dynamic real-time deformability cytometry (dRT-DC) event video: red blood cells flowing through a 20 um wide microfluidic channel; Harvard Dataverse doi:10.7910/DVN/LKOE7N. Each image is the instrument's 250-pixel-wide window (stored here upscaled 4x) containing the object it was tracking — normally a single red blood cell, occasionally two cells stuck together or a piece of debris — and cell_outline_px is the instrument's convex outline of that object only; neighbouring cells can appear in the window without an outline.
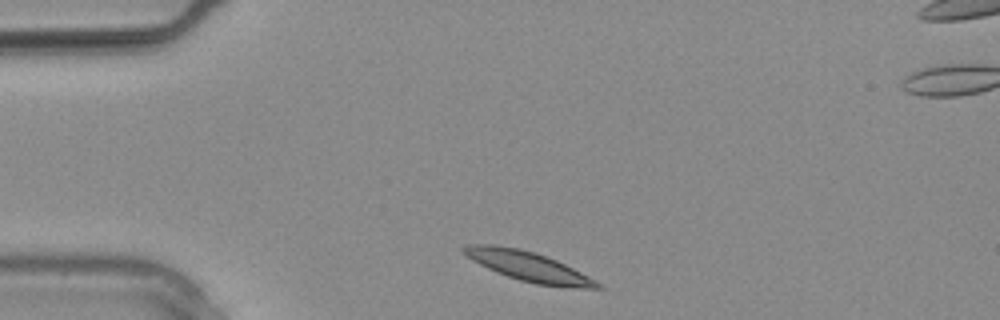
{"species": "common noctule bat (a hibernating species)", "species_latin": "Nyctalus noctula", "temperature_condition": "warm", "stored_images_in_passage": 12, "camera_frame_rate_fps": 3000, "um_per_image_px": 0.085, "animal": {"sex": "male", "body_mass_g": 20.4}, "frame": {"image": 1, "passage_image": 1, "time_ms": 0.0, "image_size_px": [1000, 320], "cell_outline_px": [[608, 288], [572, 288], [536, 284], [520, 280], [496, 272], [472, 260], [460, 252], [460, 248], [468, 244], [496, 244], [520, 248], [536, 252], [556, 260], [604, 284]], "centroid_in_image_um": [44.91, 22.63], "position_along_channel_um": 40.1, "area_um2": 23.35}}